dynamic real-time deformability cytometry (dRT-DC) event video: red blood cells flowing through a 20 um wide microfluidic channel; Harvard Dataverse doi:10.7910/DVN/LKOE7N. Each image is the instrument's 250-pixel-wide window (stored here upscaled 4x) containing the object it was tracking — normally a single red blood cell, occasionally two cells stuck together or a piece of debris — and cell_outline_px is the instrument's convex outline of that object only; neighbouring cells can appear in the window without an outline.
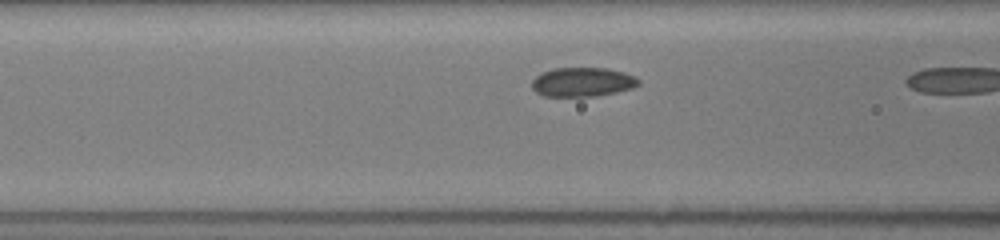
{"species": "common noctule bat (a hibernating species)", "species_latin": "Nyctalus noctula", "temperature_condition": "room temperature", "stored_images_in_passage": 7, "camera_frame_rate_fps": 3000, "um_per_image_px": 0.085, "animal": {"sex": "female", "body_mass_g": 19.5, "forearm_length_mm": 54.1}, "frame": {"image": 1, "passage_image": 6, "time_ms": 1.667, "image_size_px": [1000, 240], "cell_outline_px": [[640, 84], [632, 88], [616, 92], [596, 96], [544, 96], [536, 92], [532, 88], [532, 80], [536, 76], [552, 68], [608, 68], [624, 72], [636, 76], [640, 80]], "centroid_in_image_um": [49.54, 6.97], "position_along_channel_um": 117.1, "area_um2": 18.21}}